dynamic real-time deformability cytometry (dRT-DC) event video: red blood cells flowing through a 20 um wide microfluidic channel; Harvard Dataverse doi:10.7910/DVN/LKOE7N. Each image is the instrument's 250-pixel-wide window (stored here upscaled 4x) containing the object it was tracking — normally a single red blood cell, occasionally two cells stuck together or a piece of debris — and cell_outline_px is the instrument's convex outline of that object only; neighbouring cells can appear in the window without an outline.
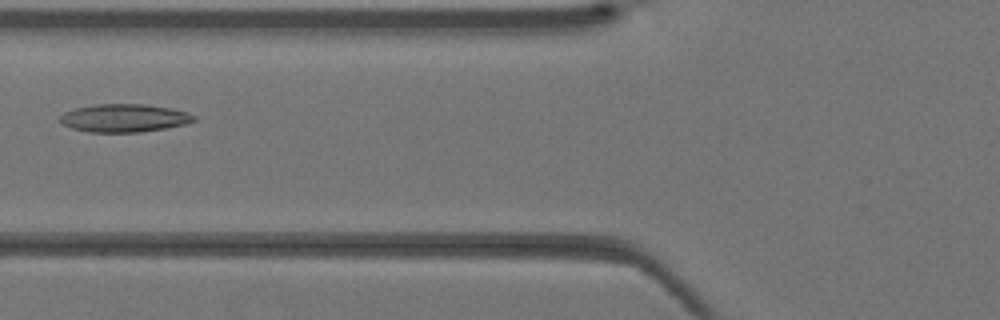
{"species": "Egyptian fruit bat (a non-hibernating species)", "species_latin": "Rousettus aegyptiacus", "temperature_condition": "warm", "stored_images_in_passage": 33, "camera_frame_rate_fps": 3000, "um_per_image_px": 0.085, "animal": {"sex": "female"}, "frame": {"image": 1, "passage_image": 8, "time_ms": 2.333, "image_size_px": [1000, 320], "cell_outline_px": [[196, 120], [188, 124], [140, 132], [88, 132], [72, 128], [64, 124], [60, 120], [60, 116], [64, 112], [76, 108], [96, 104], [144, 104], [168, 108], [188, 112], [196, 116]], "centroid_in_image_um": [10.58, 10.03], "position_along_channel_um": 115.2, "area_um2": 21.79}}
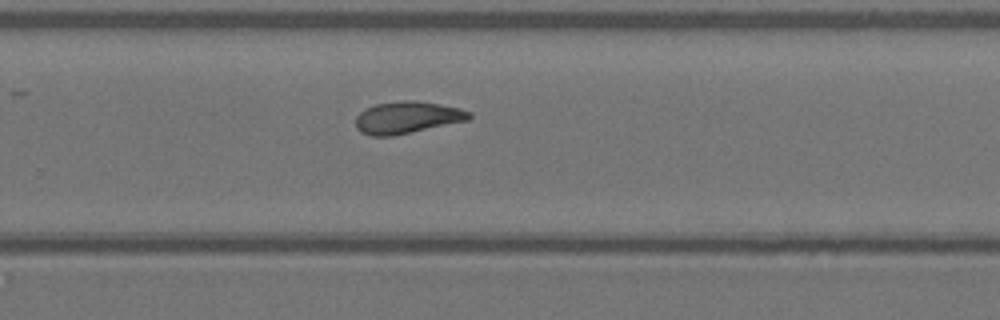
{"frame": {"image": 2, "passage_image": 19, "time_ms": 6.0, "image_size_px": [1000, 320], "cell_outline_px": [[472, 116], [468, 120], [392, 136], [372, 136], [360, 132], [356, 128], [356, 116], [364, 108], [376, 104], [408, 100], [412, 100], [440, 104], [460, 108], [472, 112]], "centroid_in_image_um": [34.6, 9.98], "position_along_channel_um": 295.2, "area_um2": 21.1}}
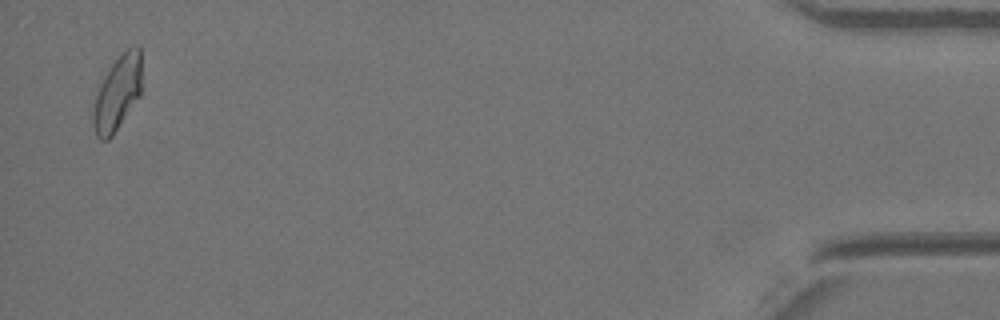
{"frame": {"image": 3, "passage_image": 32, "time_ms": 10.333, "image_size_px": [1000, 320], "cell_outline_px": [[140, 96], [112, 136], [108, 140], [100, 140], [96, 136], [92, 124], [92, 112], [96, 96], [100, 84], [104, 76], [112, 64], [124, 48], [132, 44], [140, 44]], "centroid_in_image_um": [9.97, 7.89], "position_along_channel_um": 425.2, "area_um2": 21.27}}